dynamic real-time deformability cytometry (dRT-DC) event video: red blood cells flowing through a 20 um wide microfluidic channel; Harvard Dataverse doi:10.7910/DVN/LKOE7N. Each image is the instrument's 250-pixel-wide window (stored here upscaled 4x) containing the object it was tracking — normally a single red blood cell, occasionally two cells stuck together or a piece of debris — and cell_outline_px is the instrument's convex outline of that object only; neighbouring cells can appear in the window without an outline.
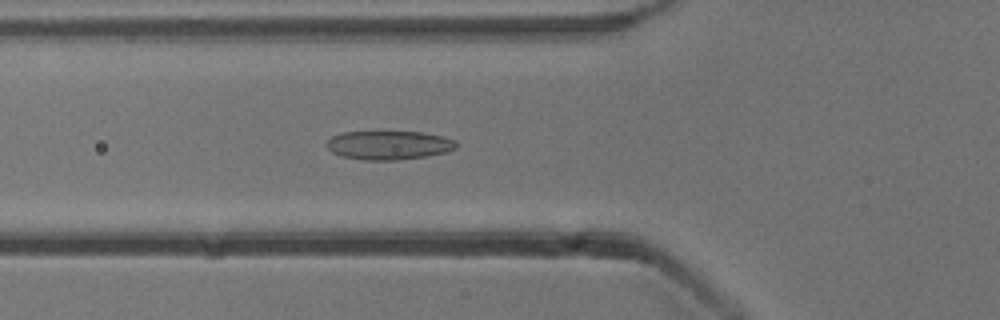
{"species": "common noctule bat (a hibernating species)", "species_latin": "Nyctalus noctula", "temperature_condition": "cold", "stored_images_in_passage": 53, "camera_frame_rate_fps": 3000, "um_per_image_px": 0.085, "animal": {"sex": "male", "body_mass_g": 13.3}, "frame": {"image": 1, "passage_image": 19, "time_ms": 6.0, "image_size_px": [1000, 320], "cell_outline_px": [[456, 148], [444, 152], [424, 156], [396, 160], [364, 160], [340, 156], [332, 152], [324, 144], [332, 136], [340, 132], [424, 132], [444, 136], [456, 140]], "centroid_in_image_um": [33.02, 12.33], "position_along_channel_um": 92.8, "area_um2": 21.79}}
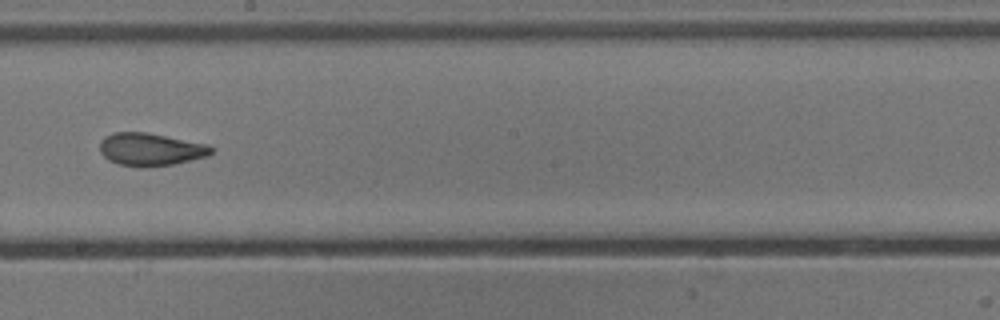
{"frame": {"image": 2, "passage_image": 30, "time_ms": 9.667, "image_size_px": [1000, 320], "cell_outline_px": [[212, 152], [208, 156], [172, 164], [144, 168], [140, 168], [120, 164], [108, 160], [100, 152], [100, 140], [104, 136], [116, 132], [148, 132], [208, 144], [212, 148]], "centroid_in_image_um": [12.78, 12.69], "position_along_channel_um": 235.4, "area_um2": 21.39}}
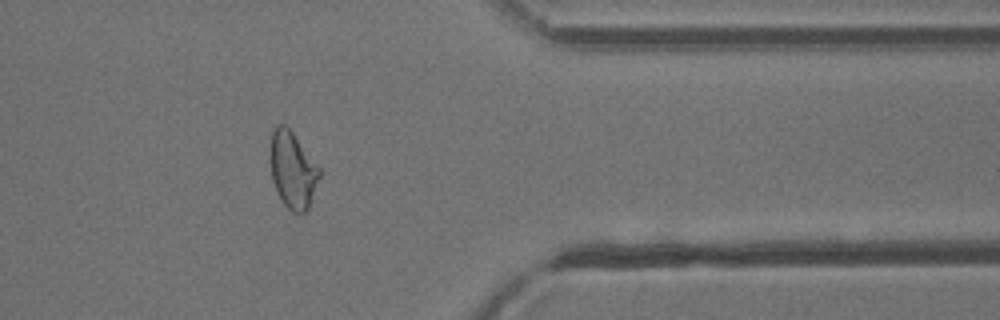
{"frame": {"image": 3, "passage_image": 43, "time_ms": 14.0, "image_size_px": [1000, 320], "cell_outline_px": [[320, 176], [308, 208], [304, 212], [292, 212], [280, 200], [272, 180], [272, 132], [276, 124], [284, 124], [292, 132], [320, 168]], "centroid_in_image_um": [24.89, 14.47], "position_along_channel_um": 386.5, "area_um2": 21.33}, "authors_computed_cell_mechanics": {"area_um2": 22.5998, "velocity_mm_per_s": 3.8671, "shape_relaxation_time_tau1_ms": null, "shape_relaxation_time_tau2_ms": 2.2039, "deformation_change_tau1": null, "deformation_change_tau2": 0.0904}}